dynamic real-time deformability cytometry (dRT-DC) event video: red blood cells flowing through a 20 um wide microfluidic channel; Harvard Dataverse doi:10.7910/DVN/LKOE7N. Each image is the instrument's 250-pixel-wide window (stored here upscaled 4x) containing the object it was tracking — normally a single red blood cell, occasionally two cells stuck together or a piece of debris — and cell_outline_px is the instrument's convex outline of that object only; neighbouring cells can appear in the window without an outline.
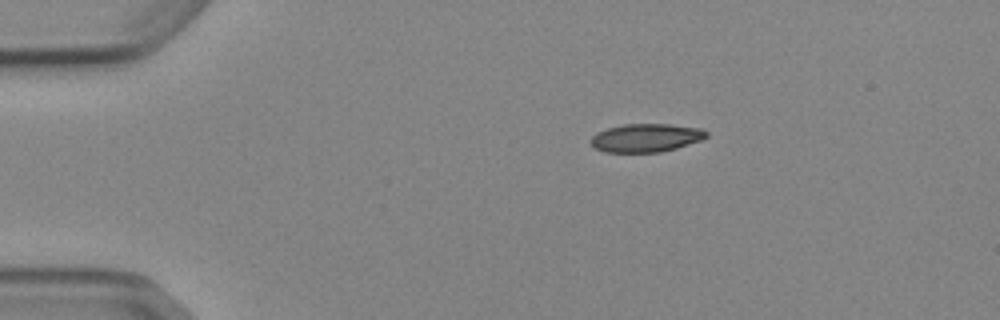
{"species": "Egyptian fruit bat (a non-hibernating species)", "species_latin": "Rousettus aegyptiacus", "temperature_condition": "cold", "stored_images_in_passage": 5, "camera_frame_rate_fps": 3000, "um_per_image_px": 0.085, "animal": {"sex": "female"}, "frame": {"image": 1, "passage_image": 1, "time_ms": 0.0, "image_size_px": [1000, 320], "cell_outline_px": [[708, 136], [700, 140], [676, 148], [660, 152], [604, 152], [596, 148], [592, 144], [592, 136], [596, 132], [608, 128], [624, 124], [668, 124], [704, 128], [708, 132]], "centroid_in_image_um": [54.94, 11.7], "position_along_channel_um": 30.1, "area_um2": 19.02}}
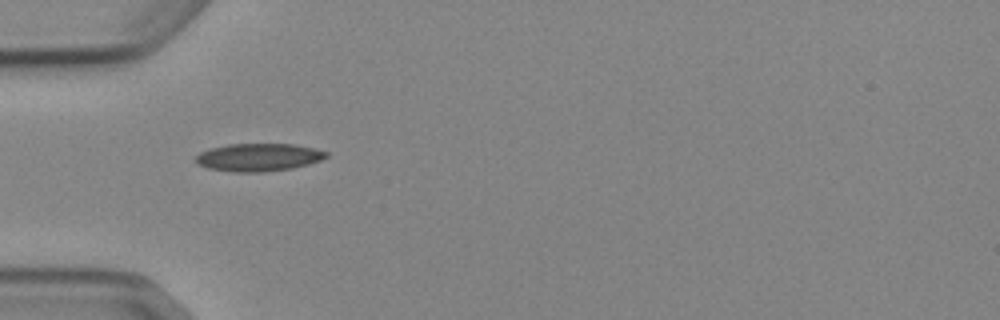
{"frame": {"image": 2, "passage_image": 3, "time_ms": 2.333, "image_size_px": [1000, 320], "cell_outline_px": [[328, 156], [320, 160], [308, 164], [292, 168], [264, 172], [232, 172], [208, 168], [196, 164], [196, 156], [200, 152], [208, 148], [228, 144], [292, 144], [312, 148], [328, 152]], "centroid_in_image_um": [21.93, 13.37], "position_along_channel_um": 63.1, "area_um2": 21.15}}
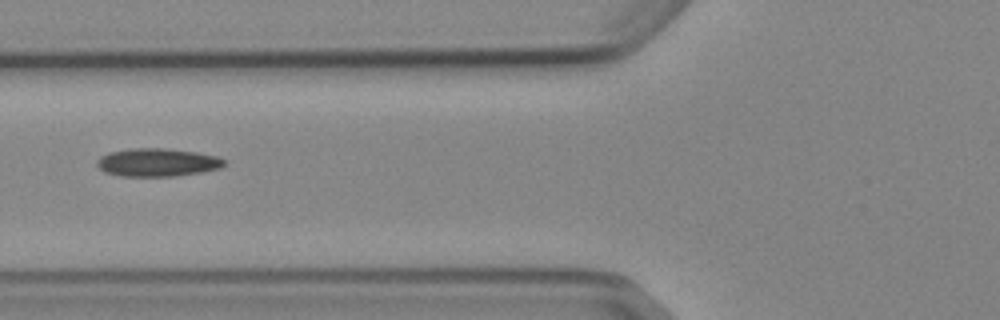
{"frame": {"image": 3, "passage_image": 4, "time_ms": 3.667, "image_size_px": [1000, 320], "cell_outline_px": [[224, 164], [220, 168], [200, 172], [172, 176], [120, 176], [104, 172], [96, 164], [96, 160], [100, 156], [108, 152], [132, 148], [164, 148], [196, 152], [216, 156], [224, 160]], "centroid_in_image_um": [13.32, 13.8], "position_along_channel_um": 112.5, "area_um2": 20.75}}